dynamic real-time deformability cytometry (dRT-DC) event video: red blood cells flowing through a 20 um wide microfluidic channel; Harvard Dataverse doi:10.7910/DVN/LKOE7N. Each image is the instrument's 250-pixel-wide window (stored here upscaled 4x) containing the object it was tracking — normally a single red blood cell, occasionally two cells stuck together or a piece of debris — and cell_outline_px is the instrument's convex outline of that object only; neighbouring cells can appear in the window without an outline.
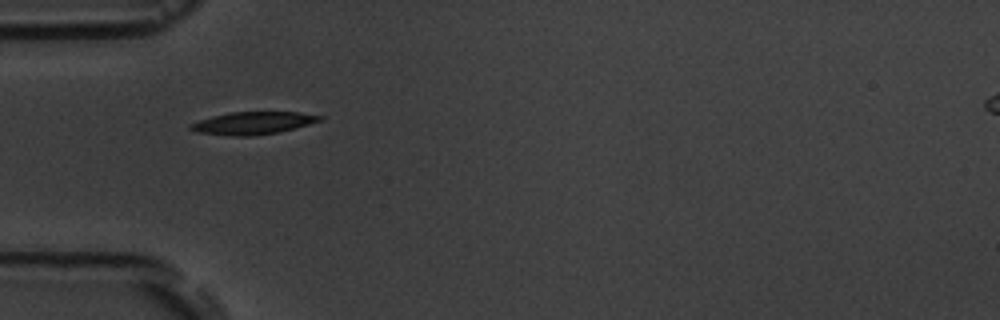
{"species": "common noctule bat (a hibernating species)", "species_latin": "Nyctalus noctula", "temperature_condition": "room temperature", "stored_images_in_passage": 11, "camera_frame_rate_fps": 3000, "um_per_image_px": 0.085, "animal": {"sex": "male", "body_mass_g": 19.5, "forearm_length_mm": 54.6}, "frame": {"image": 1, "passage_image": 1, "time_ms": 0.0, "image_size_px": [1000, 320], "cell_outline_px": [[324, 120], [296, 128], [276, 132], [252, 136], [228, 136], [196, 132], [188, 128], [192, 124], [200, 120], [212, 116], [228, 112], [300, 112], [324, 116]], "centroid_in_image_um": [21.54, 10.46], "position_along_channel_um": 63.5, "area_um2": 17.05}}
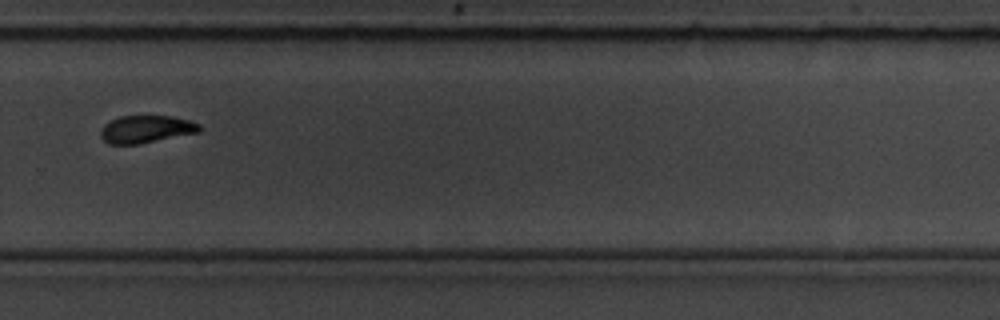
{"frame": {"image": 2, "passage_image": 7, "time_ms": 7.0, "image_size_px": [1000, 320], "cell_outline_px": [[204, 128], [200, 132], [140, 144], [108, 144], [100, 136], [100, 128], [104, 124], [120, 116], [172, 116], [188, 120], [200, 124]], "centroid_in_image_um": [12.44, 10.98], "position_along_channel_um": 317.4, "area_um2": 16.01}}
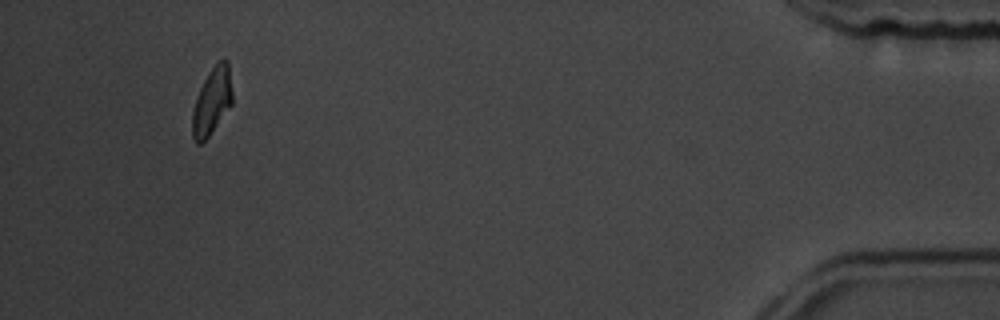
{"frame": {"image": 3, "passage_image": 11, "time_ms": 11.667, "image_size_px": [1000, 320], "cell_outline_px": [[232, 104], [208, 136], [200, 144], [196, 144], [192, 136], [192, 112], [196, 96], [208, 72], [220, 60], [228, 60], [232, 92]], "centroid_in_image_um": [18.0, 8.61], "position_along_channel_um": 417.2, "area_um2": 15.43}, "authors_computed_cell_mechanics": {"area_um2": 16.9354, "velocity_mm_per_s": 3.6572, "shape_relaxation_time_tau1_ms": 2.2292, "shape_relaxation_time_tau2_ms": 3.0188, "deformation_change_tau1": 0.1012, "deformation_change_tau2": 0.0588}}